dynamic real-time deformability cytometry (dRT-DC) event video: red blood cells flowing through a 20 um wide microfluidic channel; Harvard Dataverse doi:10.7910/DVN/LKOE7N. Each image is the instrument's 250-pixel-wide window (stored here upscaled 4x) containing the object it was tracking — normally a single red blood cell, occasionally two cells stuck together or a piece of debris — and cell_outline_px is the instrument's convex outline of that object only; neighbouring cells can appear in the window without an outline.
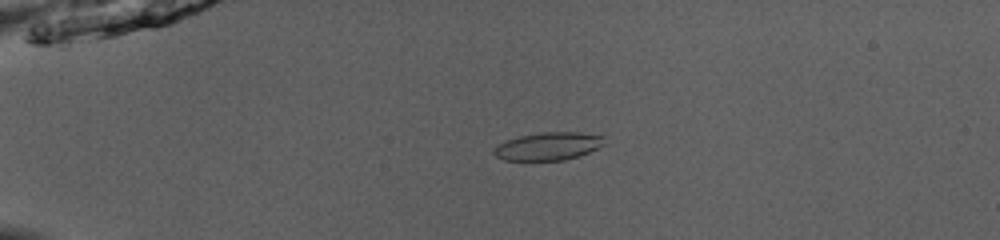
{"species": "common noctule bat (a hibernating species)", "species_latin": "Nyctalus noctula", "temperature_condition": "room temperature", "stored_images_in_passage": 52, "camera_frame_rate_fps": 3000, "um_per_image_px": 0.085, "animal": {"sex": "male", "body_mass_g": 13.0, "forearm_length_mm": 53.1}, "frame": {"image": 1, "passage_image": 14, "time_ms": 4.333, "image_size_px": [1000, 240], "cell_outline_px": [[604, 144], [580, 156], [564, 160], [504, 160], [496, 156], [492, 152], [492, 148], [504, 140], [520, 136], [544, 132], [580, 132], [604, 136]], "centroid_in_image_um": [46.57, 12.43], "position_along_channel_um": 38.4, "area_um2": 17.98}}
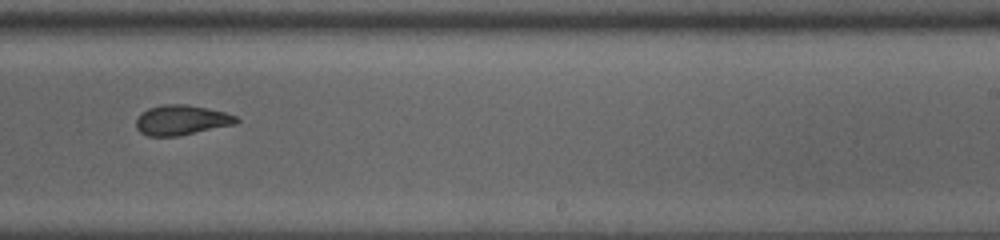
{"frame": {"image": 2, "passage_image": 35, "time_ms": 11.333, "image_size_px": [1000, 240], "cell_outline_px": [[240, 120], [236, 124], [180, 136], [148, 136], [140, 132], [136, 128], [136, 120], [148, 108], [160, 104], [188, 104], [224, 112], [236, 116]], "centroid_in_image_um": [15.44, 10.21], "position_along_channel_um": 273.6, "area_um2": 17.57}}
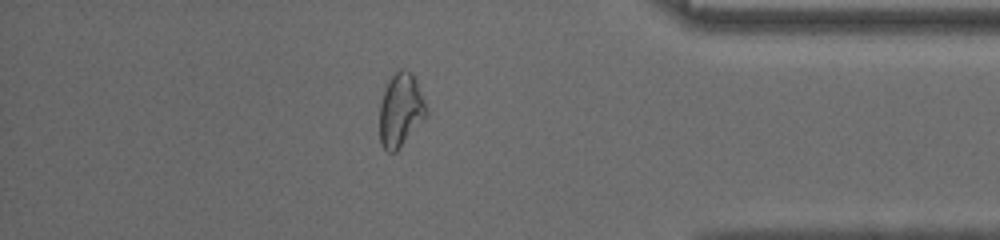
{"frame": {"image": 3, "passage_image": 46, "time_ms": 15.0, "image_size_px": [1000, 240], "cell_outline_px": [[428, 112], [400, 148], [396, 152], [388, 152], [380, 144], [380, 104], [384, 92], [392, 76], [400, 68], [404, 68], [412, 72], [416, 80]], "centroid_in_image_um": [34.04, 9.36], "position_along_channel_um": 401.2, "area_um2": 19.59}, "authors_computed_cell_mechanics": {"area_um2": 19.1029, "velocity_mm_per_s": 4.0226, "shape_relaxation_time_tau1_ms": null, "shape_relaxation_time_tau2_ms": 2.005, "deformation_change_tau1": null, "deformation_change_tau2": 0.0707}}